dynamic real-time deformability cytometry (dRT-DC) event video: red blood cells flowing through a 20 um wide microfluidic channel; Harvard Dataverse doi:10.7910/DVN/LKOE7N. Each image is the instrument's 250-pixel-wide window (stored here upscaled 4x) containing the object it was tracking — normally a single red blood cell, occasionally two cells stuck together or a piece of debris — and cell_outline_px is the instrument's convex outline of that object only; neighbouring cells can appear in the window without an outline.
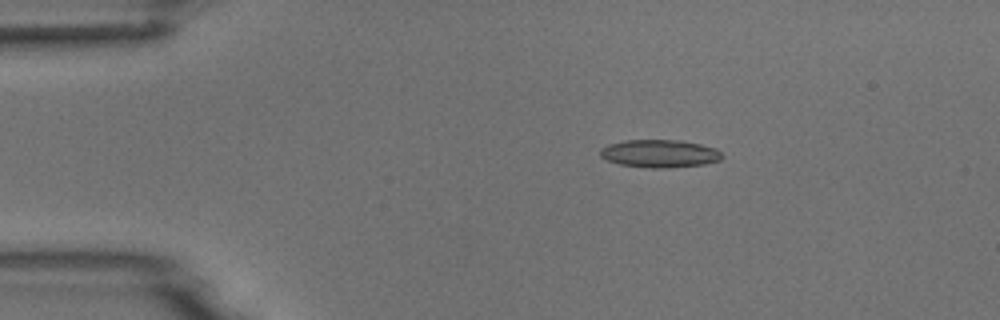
{"species": "common noctule bat (a hibernating species)", "species_latin": "Nyctalus noctula", "temperature_condition": "room temperature", "stored_images_in_passage": 10, "camera_frame_rate_fps": 3000, "um_per_image_px": 0.085, "animal": {"sex": "male", "body_mass_g": 18.8}, "frame": {"image": 1, "passage_image": 2, "time_ms": 1.333, "image_size_px": [1000, 320], "cell_outline_px": [[724, 156], [720, 160], [704, 164], [668, 168], [648, 168], [620, 164], [608, 160], [600, 156], [600, 148], [608, 144], [624, 140], [680, 140], [700, 144], [716, 148]], "centroid_in_image_um": [56.07, 13.05], "position_along_channel_um": 28.9, "area_um2": 19.83}}
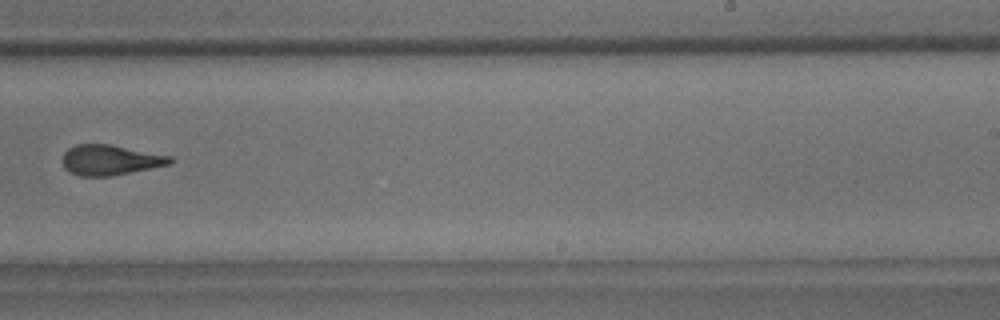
{"frame": {"image": 2, "passage_image": 9, "time_ms": 9.333, "image_size_px": [1000, 320], "cell_outline_px": [[176, 160], [172, 164], [112, 176], [80, 176], [64, 168], [64, 152], [68, 148], [76, 144], [108, 144], [172, 156]], "centroid_in_image_um": [9.42, 13.6], "position_along_channel_um": 279.6, "area_um2": 18.96}}
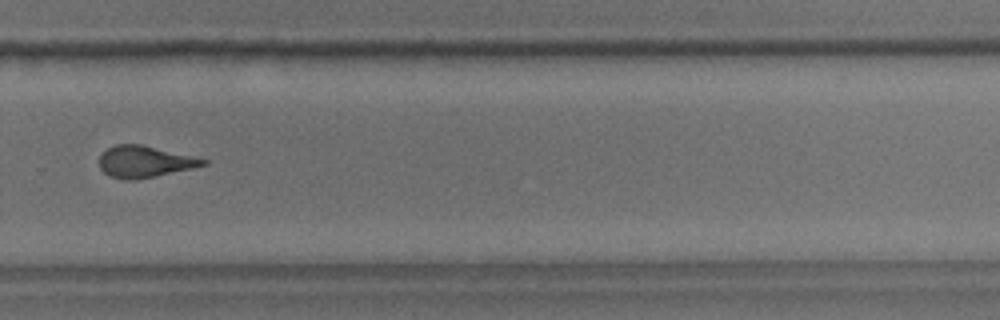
{"frame": {"image": 3, "passage_image": 10, "time_ms": 10.333, "image_size_px": [1000, 320], "cell_outline_px": [[208, 164], [192, 168], [156, 176], [136, 180], [128, 180], [112, 176], [104, 172], [100, 168], [100, 156], [108, 148], [116, 144], [140, 144], [208, 160]], "centroid_in_image_um": [12.29, 13.74], "position_along_channel_um": 317.5, "area_um2": 18.73}}